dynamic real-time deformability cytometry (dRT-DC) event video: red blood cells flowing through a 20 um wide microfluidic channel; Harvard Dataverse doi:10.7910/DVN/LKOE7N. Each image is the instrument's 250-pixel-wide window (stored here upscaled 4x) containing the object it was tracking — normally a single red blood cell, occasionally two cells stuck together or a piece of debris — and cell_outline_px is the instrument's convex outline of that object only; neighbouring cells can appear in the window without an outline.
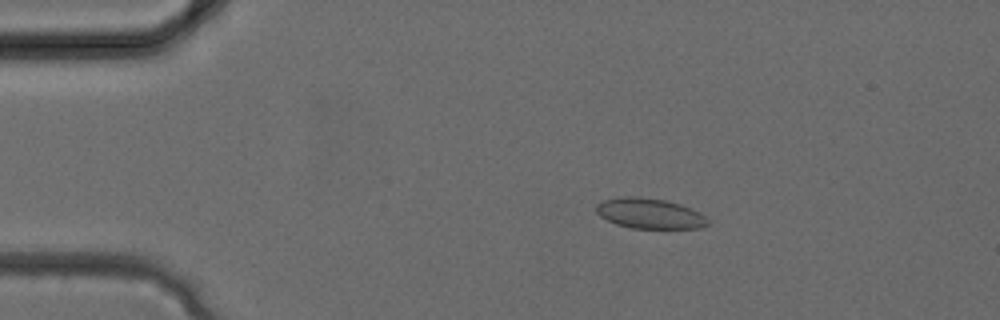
{"species": "common noctule bat (a hibernating species)", "species_latin": "Nyctalus noctula", "temperature_condition": "cold", "stored_images_in_passage": 31, "camera_frame_rate_fps": 3000, "um_per_image_px": 0.085, "animal": {"sex": "female", "body_mass_g": 24.6, "forearm_length_mm": 56.2}, "frame": {"image": 1, "passage_image": 4, "time_ms": 1.0, "image_size_px": [1000, 320], "cell_outline_px": [[708, 224], [700, 228], [632, 228], [616, 224], [600, 216], [596, 212], [596, 204], [604, 200], [620, 196], [640, 196], [668, 200], [692, 208], [700, 212], [708, 220]], "centroid_in_image_um": [55.22, 18.12], "position_along_channel_um": 29.8, "area_um2": 19.88}}
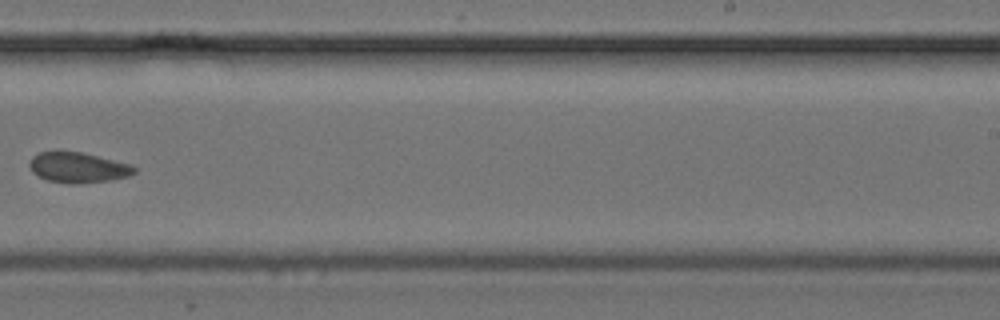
{"frame": {"image": 2, "passage_image": 19, "time_ms": 6.0, "image_size_px": [1000, 320], "cell_outline_px": [[136, 172], [128, 176], [112, 180], [80, 184], [68, 184], [48, 180], [36, 176], [32, 172], [28, 164], [32, 156], [40, 152], [80, 152], [132, 164], [136, 168]], "centroid_in_image_um": [6.63, 14.26], "position_along_channel_um": 282.4, "area_um2": 18.67}}
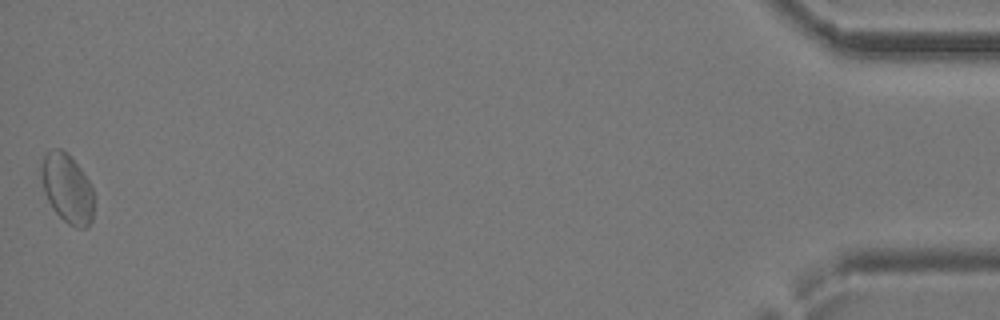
{"frame": {"image": 3, "passage_image": 31, "time_ms": 10.0, "image_size_px": [1000, 320], "cell_outline_px": [[96, 200], [92, 220], [84, 228], [76, 228], [68, 224], [52, 208], [44, 192], [40, 176], [40, 172], [44, 156], [52, 148], [60, 148], [68, 152], [72, 156], [88, 180], [92, 188]], "centroid_in_image_um": [5.74, 16.01], "position_along_channel_um": 429.5, "area_um2": 21.56}}